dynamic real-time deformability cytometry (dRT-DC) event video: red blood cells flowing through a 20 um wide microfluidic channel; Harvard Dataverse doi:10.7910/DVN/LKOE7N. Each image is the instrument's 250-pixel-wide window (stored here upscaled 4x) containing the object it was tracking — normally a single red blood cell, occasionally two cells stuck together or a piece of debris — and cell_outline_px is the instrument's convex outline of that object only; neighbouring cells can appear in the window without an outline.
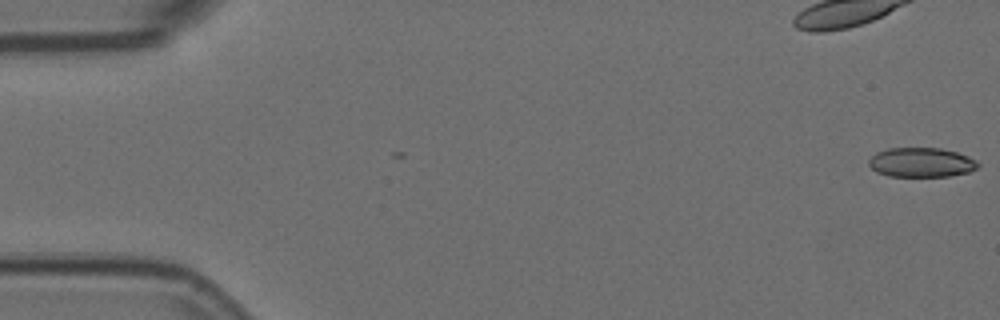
{"species": "Egyptian fruit bat (a non-hibernating species)", "species_latin": "Rousettus aegyptiacus", "temperature_condition": "room temperature", "stored_images_in_passage": 57, "camera_frame_rate_fps": 3000, "um_per_image_px": 0.085, "animal": {"sex": "female"}, "frame": {"image": 1, "passage_image": 1, "time_ms": 0.0, "image_size_px": [1000, 320], "cell_outline_px": [[980, 164], [976, 168], [968, 172], [948, 176], [888, 176], [876, 172], [868, 164], [868, 160], [876, 152], [888, 148], [940, 148], [956, 152], [968, 156], [976, 160]], "centroid_in_image_um": [78.29, 13.8], "position_along_channel_um": 6.7, "area_um2": 18.73}}
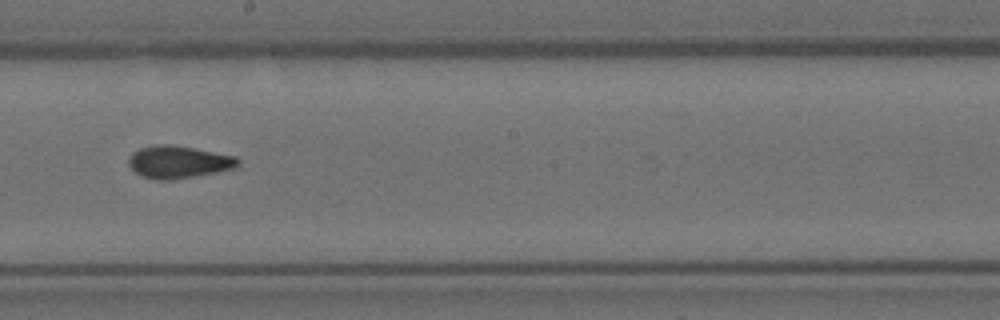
{"frame": {"image": 2, "passage_image": 32, "time_ms": 10.333, "image_size_px": [1000, 320], "cell_outline_px": [[240, 164], [232, 168], [216, 172], [172, 180], [156, 180], [144, 176], [136, 172], [128, 164], [128, 156], [132, 152], [140, 148], [156, 144], [172, 144], [196, 148], [236, 156], [240, 160]], "centroid_in_image_um": [15.16, 13.75], "position_along_channel_um": 233.0, "area_um2": 20.75}}
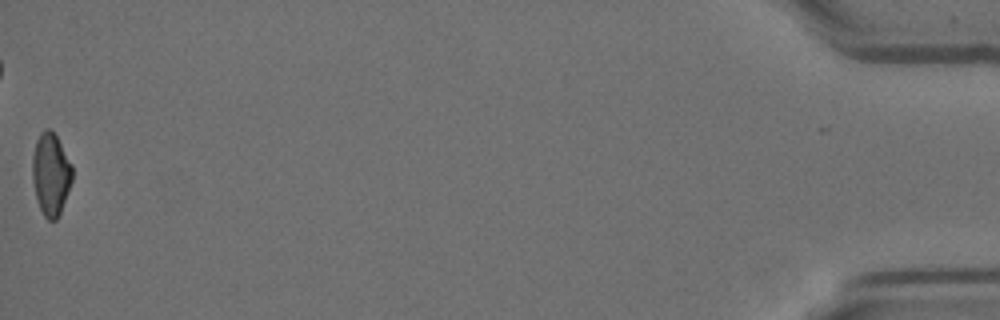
{"frame": {"image": 3, "passage_image": 57, "time_ms": 18.667, "image_size_px": [1000, 320], "cell_outline_px": [[72, 180], [60, 212], [56, 220], [48, 220], [44, 216], [36, 200], [32, 180], [32, 156], [36, 140], [40, 132], [44, 128], [48, 128], [56, 136], [72, 164]], "centroid_in_image_um": [4.29, 14.79], "position_along_channel_um": 430.9, "area_um2": 19.13}, "authors_computed_cell_mechanics": {"area_um2": 19.8254, "velocity_mm_per_s": 3.5897, "shape_relaxation_time_tau1_ms": null, "shape_relaxation_time_tau2_ms": 3.5732, "deformation_change_tau1": null, "deformation_change_tau2": 0.0801}}